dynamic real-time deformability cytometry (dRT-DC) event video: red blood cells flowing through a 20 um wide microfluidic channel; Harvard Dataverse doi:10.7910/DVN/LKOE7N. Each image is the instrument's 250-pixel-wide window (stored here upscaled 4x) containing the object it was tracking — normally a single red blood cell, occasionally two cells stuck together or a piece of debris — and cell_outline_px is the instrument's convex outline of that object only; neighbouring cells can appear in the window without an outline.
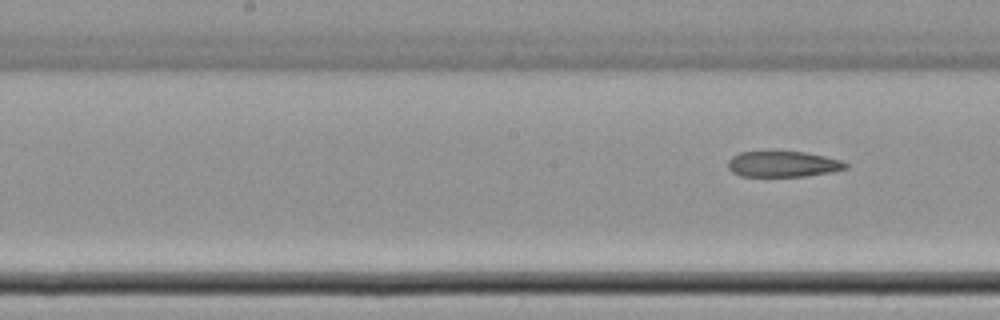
{"species": "common noctule bat (a hibernating species)", "species_latin": "Nyctalus noctula", "temperature_condition": "cold", "stored_images_in_passage": 9, "segment_of_instrument_passage": [2, 2], "camera_frame_rate_fps": 3000, "um_per_image_px": 0.085, "animal": {"sex": "female", "body_mass_g": 22.7, "forearm_length_mm": 54.2}, "frame": {"image": 1, "passage_image": 9, "time_ms": 2.667, "image_size_px": [1000, 320], "cell_outline_px": [[848, 168], [828, 172], [804, 176], [740, 176], [732, 172], [728, 168], [728, 160], [732, 156], [740, 152], [804, 152], [824, 156], [840, 160], [848, 164]], "centroid_in_image_um": [66.52, 13.95], "position_along_channel_um": 181.7, "area_um2": 17.46}}